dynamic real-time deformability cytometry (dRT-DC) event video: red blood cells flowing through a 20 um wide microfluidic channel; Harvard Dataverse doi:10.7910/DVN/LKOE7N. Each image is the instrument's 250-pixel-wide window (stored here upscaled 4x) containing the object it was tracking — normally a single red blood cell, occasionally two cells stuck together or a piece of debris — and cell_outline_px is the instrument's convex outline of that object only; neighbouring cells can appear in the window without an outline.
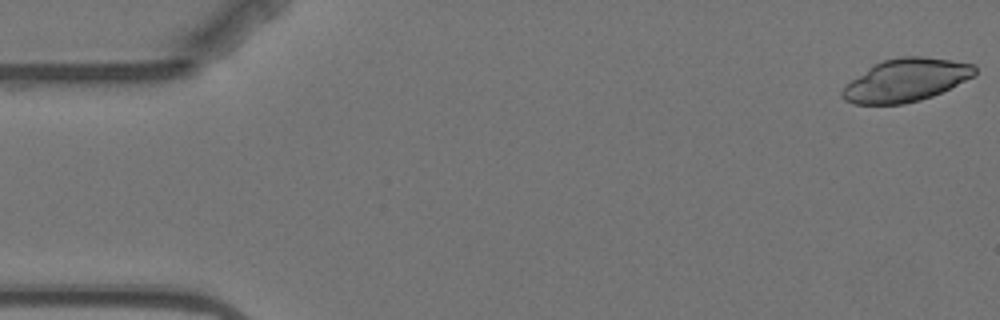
{"species": "Egyptian fruit bat (a non-hibernating species)", "species_latin": "Rousettus aegyptiacus", "temperature_condition": "warm", "stored_images_in_passage": 3, "camera_frame_rate_fps": 3000, "um_per_image_px": 0.085, "animal": {"sex": "female"}, "frame": {"image": 1, "passage_image": 1, "time_ms": 0.0, "image_size_px": [1000, 320], "cell_outline_px": [[976, 76], [932, 96], [920, 100], [904, 104], [852, 104], [844, 100], [840, 96], [840, 92], [852, 80], [868, 68], [884, 60], [900, 56], [920, 56], [952, 60], [976, 64]], "centroid_in_image_um": [77.04, 6.82], "position_along_channel_um": 8.0, "area_um2": 33.06}}